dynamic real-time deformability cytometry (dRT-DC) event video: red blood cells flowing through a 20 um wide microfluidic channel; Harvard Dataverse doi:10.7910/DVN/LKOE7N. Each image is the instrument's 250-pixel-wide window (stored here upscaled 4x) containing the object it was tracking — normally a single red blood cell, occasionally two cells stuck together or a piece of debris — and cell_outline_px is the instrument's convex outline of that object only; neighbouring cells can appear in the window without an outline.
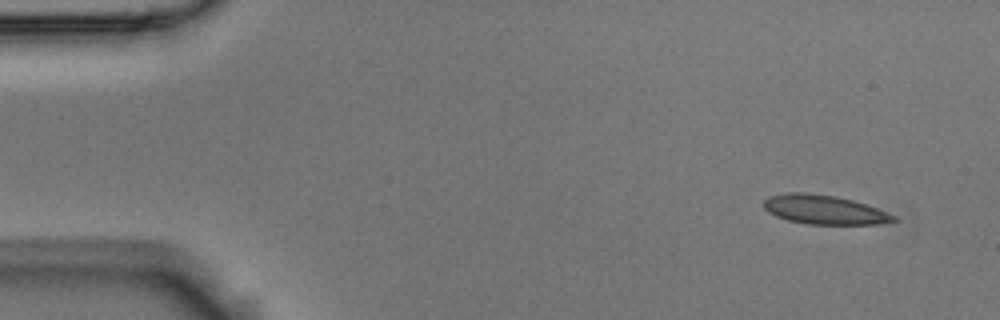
{"species": "Egyptian fruit bat (a non-hibernating species)", "species_latin": "Rousettus aegyptiacus", "temperature_condition": "room temperature", "stored_images_in_passage": 4, "camera_frame_rate_fps": 3000, "um_per_image_px": 0.085, "animal": {"sex": "male"}, "frame": {"image": 1, "passage_image": 1, "time_ms": 0.0, "image_size_px": [1000, 320], "cell_outline_px": [[900, 220], [880, 224], [808, 224], [788, 220], [776, 216], [768, 212], [764, 208], [764, 200], [768, 196], [784, 192], [804, 192], [836, 196], [852, 200], [876, 208], [896, 216]], "centroid_in_image_um": [70.04, 17.82], "position_along_channel_um": 15.0, "area_um2": 22.08}}
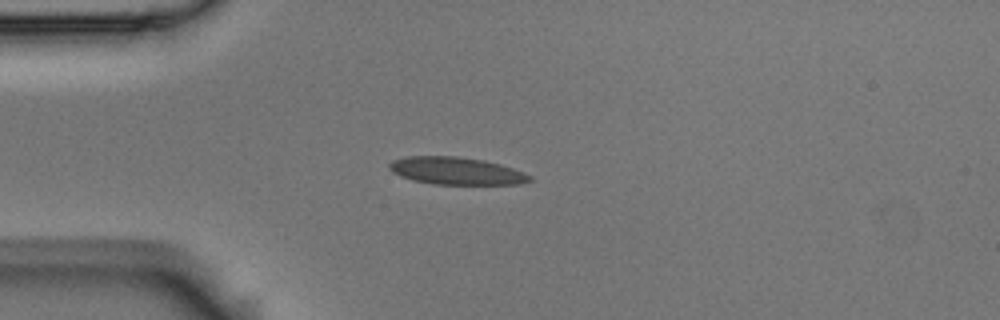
{"frame": {"image": 2, "passage_image": 4, "time_ms": 1.0, "image_size_px": [1000, 320], "cell_outline_px": [[532, 180], [520, 184], [432, 184], [412, 180], [400, 176], [392, 172], [388, 168], [388, 164], [392, 160], [408, 156], [456, 156], [484, 160], [500, 164], [524, 172], [532, 176]], "centroid_in_image_um": [38.76, 14.52], "position_along_channel_um": 46.2, "area_um2": 22.54}}